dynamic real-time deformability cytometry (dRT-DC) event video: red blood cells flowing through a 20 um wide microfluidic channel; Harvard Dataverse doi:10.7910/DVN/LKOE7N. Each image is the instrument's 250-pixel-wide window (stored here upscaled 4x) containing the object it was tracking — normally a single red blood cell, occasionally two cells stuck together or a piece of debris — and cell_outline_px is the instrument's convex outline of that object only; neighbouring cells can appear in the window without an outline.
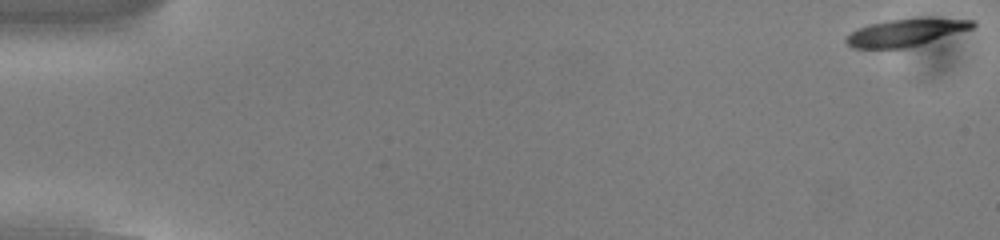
{"species": "common noctule bat (a hibernating species)", "species_latin": "Nyctalus noctula", "temperature_condition": "cold", "stored_images_in_passage": 54, "camera_frame_rate_fps": 3000, "um_per_image_px": 0.085, "animal": {"sex": "male", "body_mass_g": 13.0, "forearm_length_mm": 53.1}, "frame": {"image": 1, "passage_image": 1, "time_ms": 0.0, "image_size_px": [1000, 240], "cell_outline_px": [[976, 24], [972, 28], [920, 44], [904, 48], [852, 48], [844, 40], [852, 32], [868, 24], [888, 20], [976, 20]], "centroid_in_image_um": [76.9, 2.79], "position_along_channel_um": 8.1, "area_um2": 18.96}}
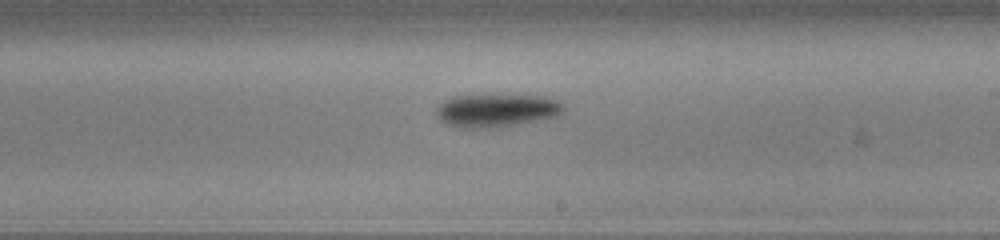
{"frame": {"image": 2, "passage_image": 32, "time_ms": 10.333, "image_size_px": [1000, 240], "cell_outline_px": [[564, 108], [556, 116], [536, 120], [512, 124], [484, 128], [464, 128], [448, 124], [440, 120], [436, 116], [436, 108], [444, 100], [452, 96], [544, 96], [556, 100], [564, 104]], "centroid_in_image_um": [42.15, 9.38], "position_along_channel_um": 246.9, "area_um2": 23.81}}
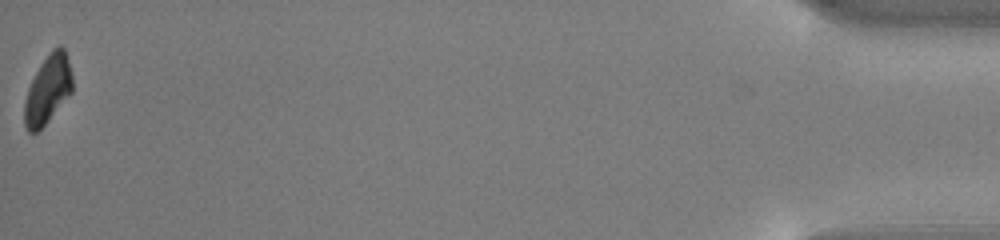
{"frame": {"image": 3, "passage_image": 54, "time_ms": 17.667, "image_size_px": [1000, 240], "cell_outline_px": [[72, 92], [48, 120], [36, 132], [28, 132], [24, 124], [24, 104], [28, 88], [40, 64], [52, 48], [60, 44], [64, 48], [72, 76]], "centroid_in_image_um": [4.06, 7.58], "position_along_channel_um": 431.1, "area_um2": 18.84}, "authors_computed_cell_mechanics": {"area_um2": 21.6172, "velocity_mm_per_s": 3.8315, "shape_relaxation_time_tau1_ms": 2.0243, "shape_relaxation_time_tau2_ms": null, "deformation_change_tau1": 0.1328, "deformation_change_tau2": null}}